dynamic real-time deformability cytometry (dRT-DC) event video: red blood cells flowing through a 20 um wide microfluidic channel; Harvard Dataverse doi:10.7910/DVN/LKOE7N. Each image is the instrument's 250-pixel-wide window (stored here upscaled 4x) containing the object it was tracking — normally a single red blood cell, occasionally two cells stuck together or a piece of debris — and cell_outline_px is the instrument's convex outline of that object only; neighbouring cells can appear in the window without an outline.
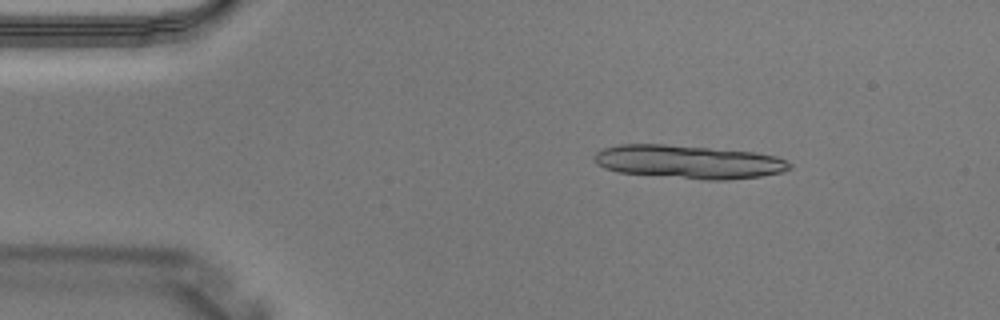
{"species": "Egyptian fruit bat (a non-hibernating species)", "species_latin": "Rousettus aegyptiacus", "temperature_condition": "warm", "stored_images_in_passage": 4, "camera_frame_rate_fps": 3000, "um_per_image_px": 0.085, "animal": {"sex": "male"}, "frame": {"image": 1, "passage_image": 2, "time_ms": 0.333, "image_size_px": [1000, 320], "cell_outline_px": [[792, 168], [784, 172], [760, 176], [728, 180], [708, 180], [616, 172], [604, 168], [596, 164], [592, 156], [596, 152], [604, 148], [620, 144], [664, 144], [756, 152], [776, 156], [792, 164]], "centroid_in_image_um": [58.53, 13.76], "position_along_channel_um": 26.5, "area_um2": 38.21}}